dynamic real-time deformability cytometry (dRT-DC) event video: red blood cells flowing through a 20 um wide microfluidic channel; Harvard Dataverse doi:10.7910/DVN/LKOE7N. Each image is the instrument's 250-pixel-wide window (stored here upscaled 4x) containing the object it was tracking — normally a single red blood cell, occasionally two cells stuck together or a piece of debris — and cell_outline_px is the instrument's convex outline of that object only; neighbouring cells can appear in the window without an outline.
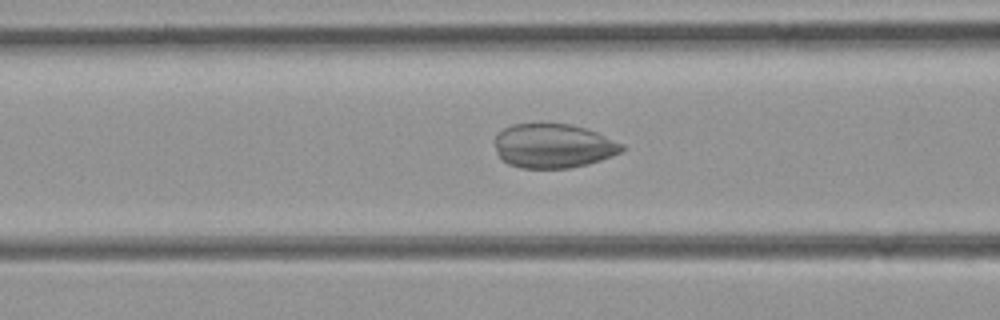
{"species": "common noctule bat (a hibernating species)", "species_latin": "Nyctalus noctula", "temperature_condition": "room temperature", "stored_images_in_passage": 50, "camera_frame_rate_fps": 3000, "um_per_image_px": 0.085, "animal": {"sex": "female", "body_mass_g": 21.9}, "frame": {"image": 1, "passage_image": 20, "time_ms": 6.333, "image_size_px": [1000, 320], "cell_outline_px": [[628, 148], [612, 156], [588, 164], [568, 168], [520, 168], [508, 164], [496, 152], [496, 136], [504, 128], [512, 124], [568, 124], [584, 128], [596, 132], [624, 144]], "centroid_in_image_um": [47.06, 12.41], "position_along_channel_um": 119.5, "area_um2": 32.6}}
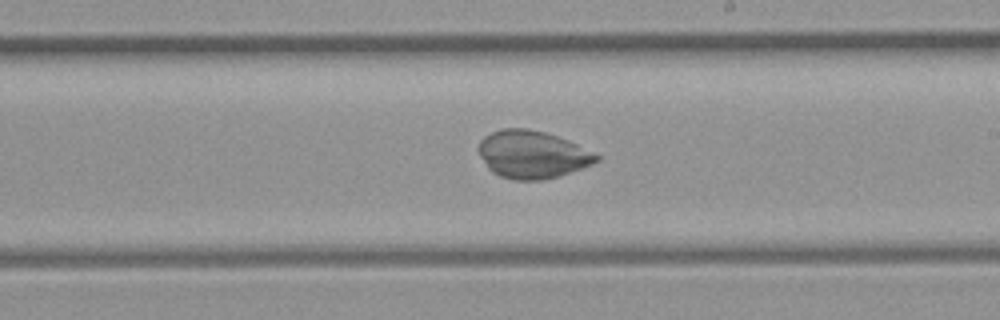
{"frame": {"image": 2, "passage_image": 29, "time_ms": 9.333, "image_size_px": [1000, 320], "cell_outline_px": [[600, 160], [584, 168], [544, 180], [512, 180], [500, 176], [492, 172], [488, 168], [480, 156], [476, 148], [480, 140], [484, 136], [492, 132], [504, 128], [528, 128], [544, 132], [568, 140], [600, 156]], "centroid_in_image_um": [45.21, 13.14], "position_along_channel_um": 243.8, "area_um2": 32.83}}
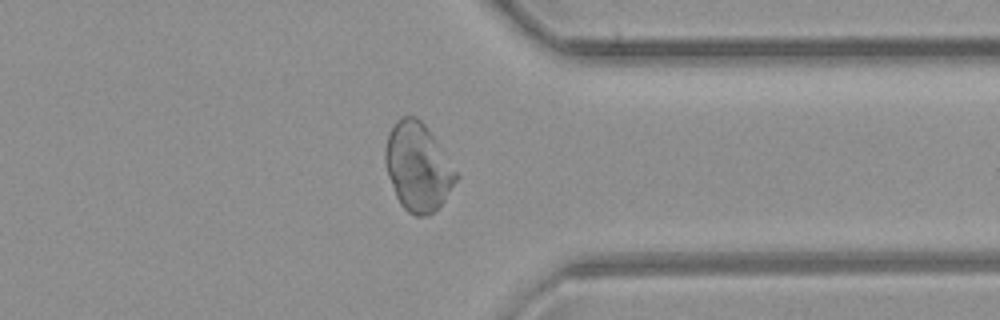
{"frame": {"image": 3, "passage_image": 39, "time_ms": 12.667, "image_size_px": [1000, 320], "cell_outline_px": [[460, 176], [444, 200], [428, 216], [416, 216], [408, 212], [400, 204], [396, 196], [388, 176], [384, 160], [384, 152], [388, 132], [396, 120], [404, 116], [416, 116], [424, 124]], "centroid_in_image_um": [35.49, 14.19], "position_along_channel_um": 375.9, "area_um2": 36.07}}